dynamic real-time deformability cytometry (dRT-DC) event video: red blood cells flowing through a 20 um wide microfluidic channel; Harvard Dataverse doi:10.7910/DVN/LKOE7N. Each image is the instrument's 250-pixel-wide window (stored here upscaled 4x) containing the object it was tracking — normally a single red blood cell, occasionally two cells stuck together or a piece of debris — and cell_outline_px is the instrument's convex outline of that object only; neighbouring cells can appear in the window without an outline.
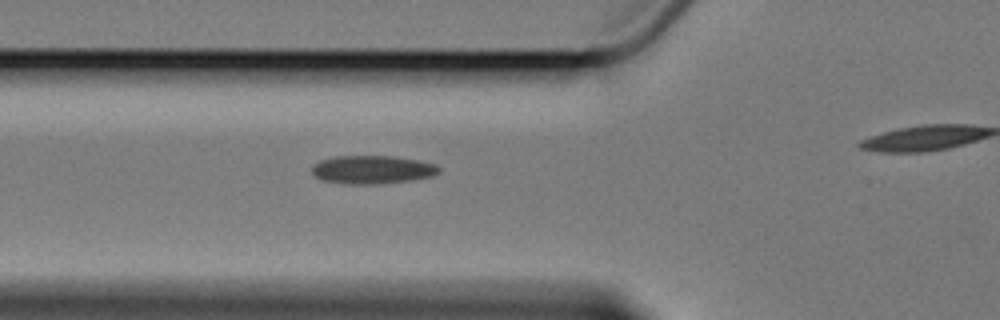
{"species": "Egyptian fruit bat (a non-hibernating species)", "species_latin": "Rousettus aegyptiacus", "temperature_condition": "cold", "stored_images_in_passage": 4, "segment_of_instrument_passage": [1, 2], "camera_frame_rate_fps": 3000, "um_per_image_px": 0.085, "animal": {"sex": "female"}, "frame": {"image": 1, "passage_image": 3, "time_ms": 2.333, "image_size_px": [1000, 320], "cell_outline_px": [[440, 172], [432, 176], [412, 180], [380, 184], [344, 184], [320, 180], [312, 172], [312, 164], [320, 160], [336, 156], [396, 156], [420, 160], [436, 164], [440, 168]], "centroid_in_image_um": [31.65, 14.42], "position_along_channel_um": 94.1, "area_um2": 21.27}}